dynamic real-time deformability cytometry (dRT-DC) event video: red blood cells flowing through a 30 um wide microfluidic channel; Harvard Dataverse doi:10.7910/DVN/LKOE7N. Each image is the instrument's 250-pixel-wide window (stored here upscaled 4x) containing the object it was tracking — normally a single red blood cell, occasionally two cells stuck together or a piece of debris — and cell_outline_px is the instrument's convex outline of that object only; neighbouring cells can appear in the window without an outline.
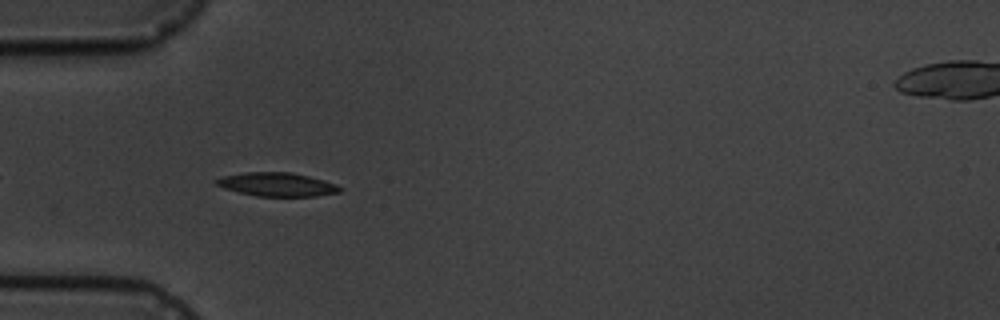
{"species": "common noctule bat (a hibernating species)", "species_latin": "Nyctalus noctula", "temperature_condition": "cold", "stored_images_in_passage": 7, "camera_frame_rate_fps": 3000, "um_per_image_px": 0.085, "animal": {"sex": "male", "body_mass_g": 19.5, "forearm_length_mm": 54.6}, "frame": {"image": 1, "passage_image": 5, "time_ms": 5.333, "image_size_px": [1000, 320], "cell_outline_px": [[344, 188], [340, 192], [316, 196], [256, 196], [224, 188], [216, 184], [212, 180], [224, 176], [248, 172], [292, 172], [324, 180], [336, 184]], "centroid_in_image_um": [23.57, 15.68], "position_along_channel_um": 61.4, "area_um2": 16.99}}
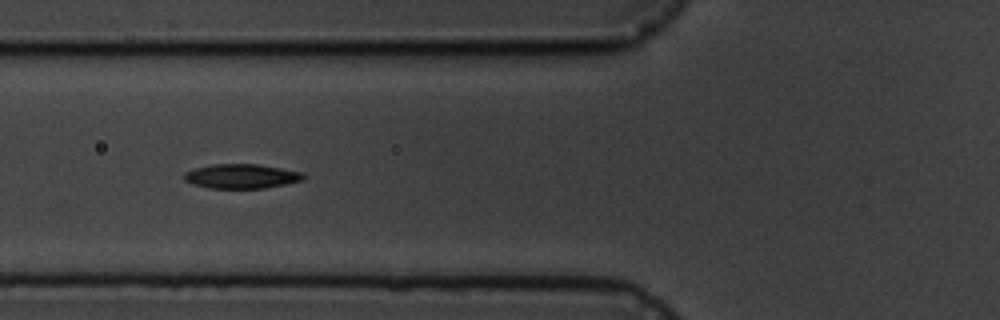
{"frame": {"image": 2, "passage_image": 6, "time_ms": 6.667, "image_size_px": [1000, 320], "cell_outline_px": [[304, 180], [264, 188], [208, 188], [192, 184], [184, 180], [184, 172], [196, 168], [212, 164], [256, 164], [280, 168], [300, 172], [304, 176]], "centroid_in_image_um": [20.47, 14.98], "position_along_channel_um": 105.3, "area_um2": 16.82}}
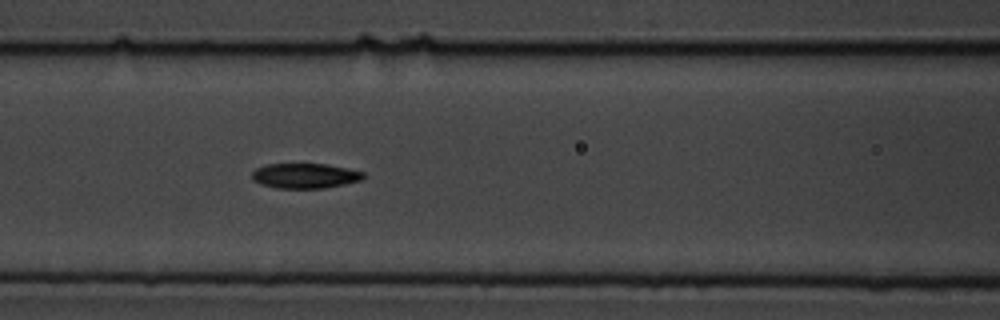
{"frame": {"image": 3, "passage_image": 7, "time_ms": 7.667, "image_size_px": [1000, 320], "cell_outline_px": [[364, 176], [360, 180], [344, 184], [324, 188], [276, 188], [260, 184], [252, 180], [252, 172], [256, 168], [268, 164], [324, 164], [348, 168], [364, 172]], "centroid_in_image_um": [25.89, 14.94], "position_along_channel_um": 140.7, "area_um2": 16.18}}